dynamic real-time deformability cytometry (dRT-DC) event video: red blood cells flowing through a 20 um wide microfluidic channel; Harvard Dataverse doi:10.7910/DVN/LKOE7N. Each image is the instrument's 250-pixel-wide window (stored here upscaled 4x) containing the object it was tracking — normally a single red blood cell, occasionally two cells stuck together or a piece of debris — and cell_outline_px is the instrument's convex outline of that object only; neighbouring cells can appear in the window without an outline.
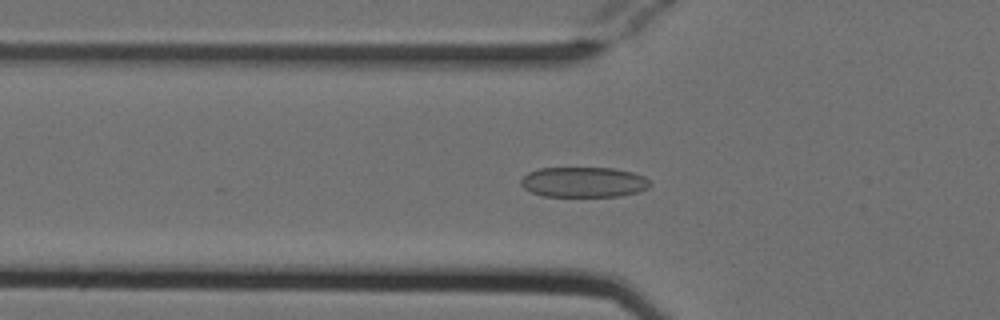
{"species": "Egyptian fruit bat (a non-hibernating species)", "species_latin": "Rousettus aegyptiacus", "temperature_condition": "cold", "stored_images_in_passage": 21, "camera_frame_rate_fps": 3000, "um_per_image_px": 0.085, "animal": {"sex": "female"}, "frame": {"image": 1, "passage_image": 9, "time_ms": 2.667, "image_size_px": [1000, 320], "cell_outline_px": [[652, 184], [648, 188], [636, 192], [620, 196], [544, 196], [532, 192], [524, 188], [520, 184], [520, 180], [528, 172], [540, 168], [612, 168], [632, 172], [644, 176]], "centroid_in_image_um": [49.61, 15.48], "position_along_channel_um": 76.2, "area_um2": 22.72}}
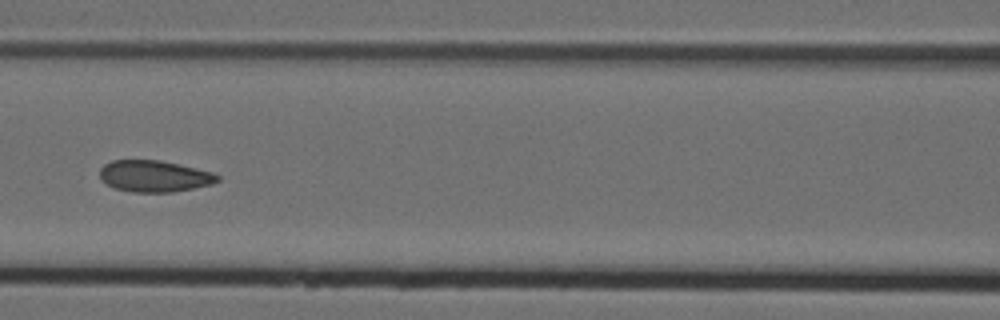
{"frame": {"image": 2, "passage_image": 15, "time_ms": 4.667, "image_size_px": [1000, 320], "cell_outline_px": [[220, 180], [212, 184], [172, 192], [132, 192], [112, 188], [100, 180], [100, 168], [104, 164], [112, 160], [160, 160], [196, 168], [212, 172], [220, 176]], "centroid_in_image_um": [13.08, 14.97], "position_along_channel_um": 153.5, "area_um2": 21.73}}
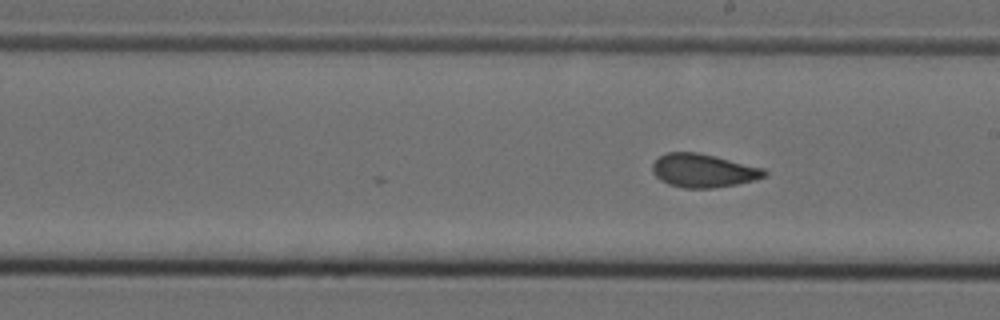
{"frame": {"image": 3, "passage_image": 21, "time_ms": 6.667, "image_size_px": [1000, 320], "cell_outline_px": [[768, 176], [756, 180], [736, 184], [712, 188], [684, 188], [668, 184], [660, 180], [652, 172], [652, 164], [660, 156], [668, 152], [696, 152], [764, 168], [768, 172]], "centroid_in_image_um": [59.79, 14.51], "position_along_channel_um": 229.2, "area_um2": 21.79}}